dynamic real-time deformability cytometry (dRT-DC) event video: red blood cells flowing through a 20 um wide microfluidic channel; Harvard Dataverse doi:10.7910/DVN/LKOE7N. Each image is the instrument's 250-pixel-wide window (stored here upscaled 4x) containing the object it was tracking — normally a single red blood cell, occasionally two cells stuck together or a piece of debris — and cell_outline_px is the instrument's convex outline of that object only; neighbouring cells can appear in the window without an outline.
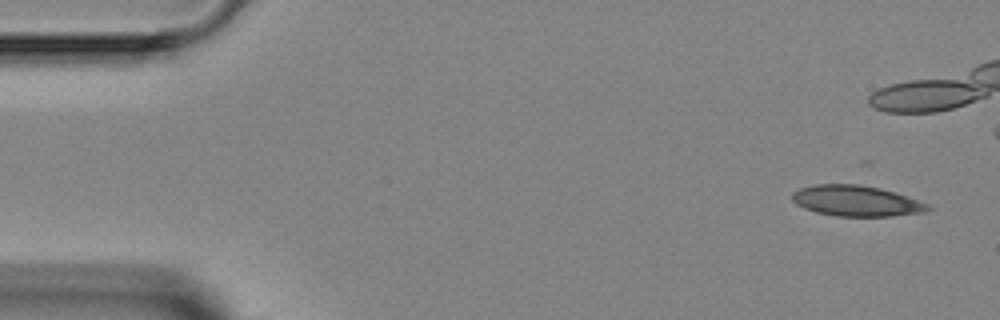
{"species": "Egyptian fruit bat (a non-hibernating species)", "species_latin": "Rousettus aegyptiacus", "temperature_condition": "room temperature", "stored_images_in_passage": 5, "camera_frame_rate_fps": 3000, "um_per_image_px": 0.085, "animal": {"sex": "female"}, "frame": {"image": 1, "passage_image": 1, "time_ms": 0.0, "image_size_px": [1000, 320], "cell_outline_px": [[932, 208], [924, 212], [892, 216], [836, 216], [816, 212], [804, 208], [796, 204], [792, 200], [792, 192], [800, 188], [812, 184], [860, 184], [880, 188], [896, 192], [928, 204]], "centroid_in_image_um": [72.76, 17.07], "position_along_channel_um": 12.2, "area_um2": 24.39}}